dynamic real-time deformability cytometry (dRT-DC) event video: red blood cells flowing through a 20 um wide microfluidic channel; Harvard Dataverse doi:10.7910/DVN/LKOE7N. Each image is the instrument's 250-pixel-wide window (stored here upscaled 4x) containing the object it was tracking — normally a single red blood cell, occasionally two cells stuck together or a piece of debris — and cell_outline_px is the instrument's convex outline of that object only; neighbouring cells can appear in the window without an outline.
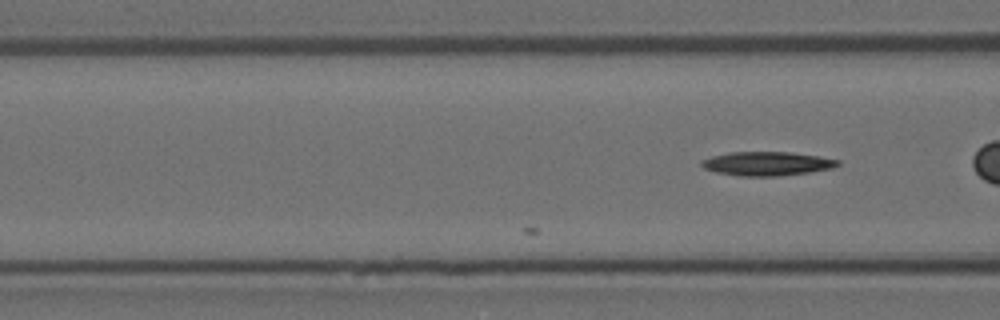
{"species": "Egyptian fruit bat (a non-hibernating species)", "species_latin": "Rousettus aegyptiacus", "temperature_condition": "room temperature", "stored_images_in_passage": 4, "camera_frame_rate_fps": 3000, "um_per_image_px": 0.085, "animal": {"sex": "female"}, "frame": {"image": 1, "passage_image": 4, "time_ms": 1.0, "image_size_px": [1000, 320], "cell_outline_px": [[840, 164], [832, 168], [808, 172], [780, 176], [740, 176], [716, 172], [704, 168], [700, 164], [700, 160], [712, 156], [728, 152], [788, 152], [820, 156], [840, 160]], "centroid_in_image_um": [65.18, 13.9], "position_along_channel_um": 101.4, "area_um2": 19.02}}